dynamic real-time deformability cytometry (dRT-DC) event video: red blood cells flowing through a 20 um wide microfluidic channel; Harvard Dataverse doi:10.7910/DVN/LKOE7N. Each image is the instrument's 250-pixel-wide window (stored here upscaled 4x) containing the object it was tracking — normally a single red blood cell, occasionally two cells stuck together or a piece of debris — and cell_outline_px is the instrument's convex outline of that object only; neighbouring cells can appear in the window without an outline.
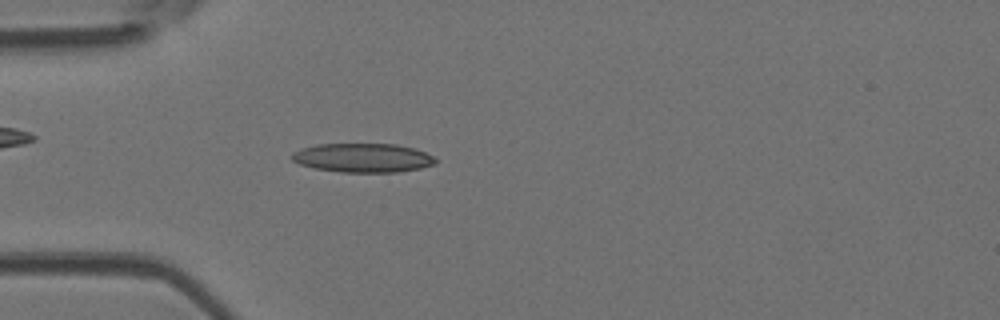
{"species": "Egyptian fruit bat (a non-hibernating species)", "species_latin": "Rousettus aegyptiacus", "temperature_condition": "room temperature", "stored_images_in_passage": 40, "camera_frame_rate_fps": 3000, "um_per_image_px": 0.085, "animal": {"sex": "female"}, "frame": {"image": 1, "passage_image": 6, "time_ms": 1.667, "image_size_px": [1000, 320], "cell_outline_px": [[436, 164], [420, 168], [396, 172], [340, 172], [316, 168], [300, 164], [292, 160], [292, 152], [316, 144], [396, 144], [416, 148], [432, 156], [436, 160]], "centroid_in_image_um": [30.86, 13.41], "position_along_channel_um": 54.1, "area_um2": 24.16}}
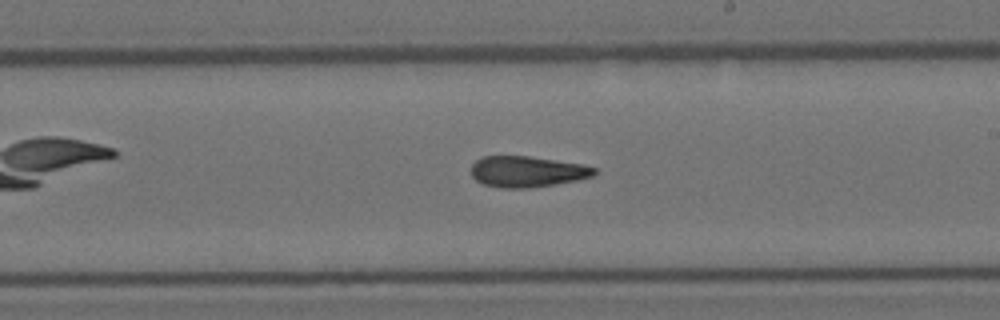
{"frame": {"image": 2, "passage_image": 20, "time_ms": 6.333, "image_size_px": [1000, 320], "cell_outline_px": [[596, 172], [592, 176], [576, 180], [556, 184], [528, 188], [500, 188], [484, 184], [476, 180], [472, 176], [472, 164], [476, 160], [484, 156], [528, 156], [584, 164], [596, 168]], "centroid_in_image_um": [44.81, 14.58], "position_along_channel_um": 244.2, "area_um2": 22.2}}
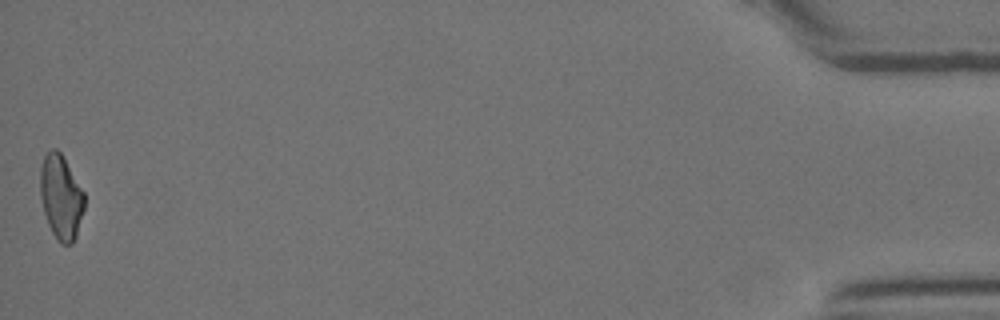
{"frame": {"image": 3, "passage_image": 40, "time_ms": 13.0, "image_size_px": [1000, 320], "cell_outline_px": [[84, 208], [76, 236], [72, 244], [60, 244], [56, 240], [48, 224], [44, 212], [40, 196], [40, 168], [44, 156], [52, 148], [56, 148], [60, 152], [84, 192]], "centroid_in_image_um": [5.17, 16.77], "position_along_channel_um": 430.0, "area_um2": 21.62}, "authors_computed_cell_mechanics": {"area_um2": 22.6287, "velocity_mm_per_s": 4.2132, "shape_relaxation_time_tau1_ms": null, "shape_relaxation_time_tau2_ms": 5.3943, "deformation_change_tau1": null, "deformation_change_tau2": 0.1572}}